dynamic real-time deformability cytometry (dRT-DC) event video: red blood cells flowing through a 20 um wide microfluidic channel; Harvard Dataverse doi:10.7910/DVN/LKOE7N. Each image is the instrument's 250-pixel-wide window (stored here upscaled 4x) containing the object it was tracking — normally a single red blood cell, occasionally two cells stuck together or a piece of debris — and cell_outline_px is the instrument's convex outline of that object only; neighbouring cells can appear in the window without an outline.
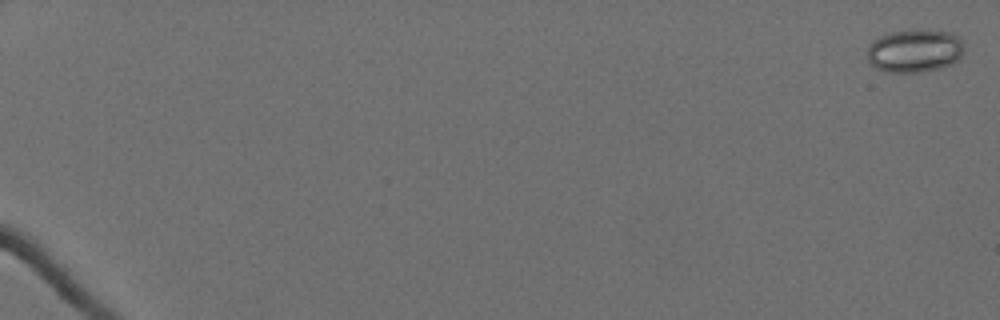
{"species": "Egyptian fruit bat (a non-hibernating species)", "species_latin": "Rousettus aegyptiacus", "temperature_condition": "cold", "stored_images_in_passage": 62, "camera_frame_rate_fps": 3000, "um_per_image_px": 0.085, "animal": {"sex": "female"}, "frame": {"image": 1, "passage_image": 2, "time_ms": 0.333, "image_size_px": [1000, 320], "cell_outline_px": [[964, 48], [960, 56], [952, 64], [940, 68], [920, 72], [884, 72], [876, 68], [868, 60], [868, 44], [872, 40], [880, 36], [892, 32], [912, 28], [920, 28], [952, 32], [960, 36], [964, 40]], "centroid_in_image_um": [77.77, 4.28], "position_along_channel_um": 7.2, "area_um2": 24.97}}
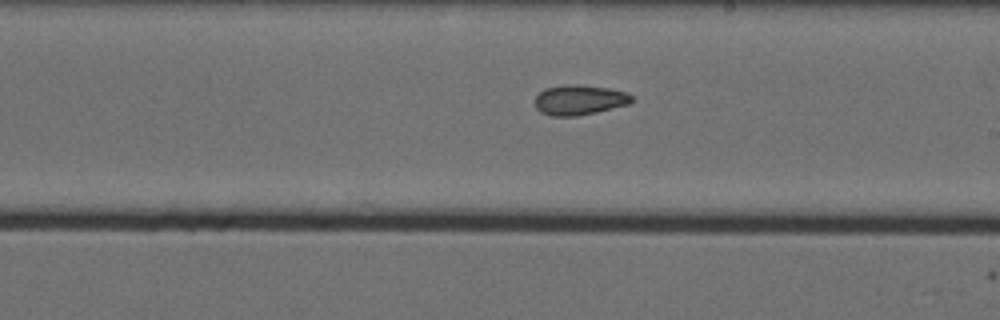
{"frame": {"image": 2, "passage_image": 40, "time_ms": 13.0, "image_size_px": [1000, 320], "cell_outline_px": [[632, 100], [628, 104], [596, 112], [576, 116], [552, 116], [540, 112], [536, 108], [536, 96], [544, 88], [568, 84], [576, 84], [608, 88], [628, 92], [632, 96]], "centroid_in_image_um": [49.24, 8.49], "position_along_channel_um": 239.8, "area_um2": 16.88}}
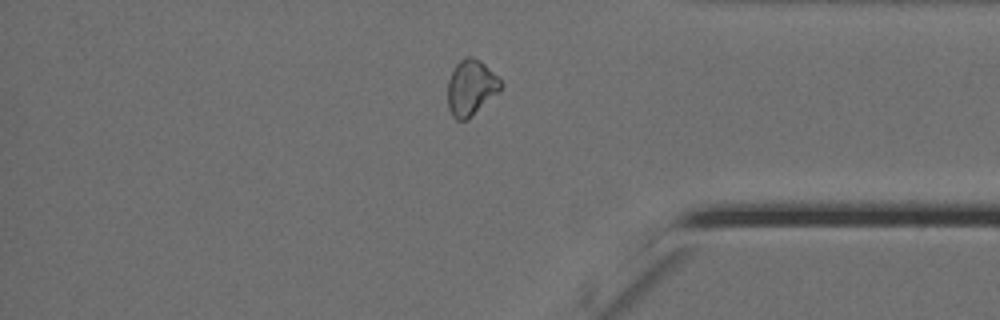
{"frame": {"image": 3, "passage_image": 54, "time_ms": 17.667, "image_size_px": [1000, 320], "cell_outline_px": [[504, 84], [500, 92], [468, 120], [456, 120], [452, 116], [448, 108], [448, 80], [456, 64], [464, 56], [472, 56], [480, 60]], "centroid_in_image_um": [40.04, 7.47], "position_along_channel_um": 395.2, "area_um2": 17.4}, "authors_computed_cell_mechanics": {"area_um2": 17.8313, "velocity_mm_per_s": 3.5501, "shape_relaxation_time_tau1_ms": null, "shape_relaxation_time_tau2_ms": 3.3841, "deformation_change_tau1": null, "deformation_change_tau2": 0.0926}}